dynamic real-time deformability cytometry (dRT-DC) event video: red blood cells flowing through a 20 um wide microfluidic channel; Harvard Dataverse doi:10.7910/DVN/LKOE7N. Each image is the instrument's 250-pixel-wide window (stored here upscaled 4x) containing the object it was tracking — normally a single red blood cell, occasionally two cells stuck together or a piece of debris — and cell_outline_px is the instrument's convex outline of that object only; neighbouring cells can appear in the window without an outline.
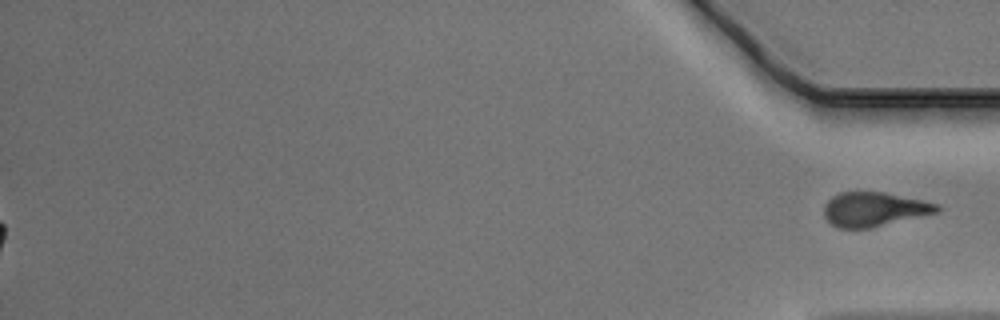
{"species": "Egyptian fruit bat (a non-hibernating species)", "species_latin": "Rousettus aegyptiacus", "temperature_condition": "warm", "stored_images_in_passage": 49, "camera_frame_rate_fps": 3000, "um_per_image_px": 0.085, "animal": {"sex": "male"}, "frame": {"image": 1, "passage_image": 49, "time_ms": 16.0, "image_size_px": [1000, 320], "cell_outline_px": [[940, 212], [872, 228], [836, 228], [824, 216], [824, 204], [832, 196], [840, 192], [884, 192], [920, 200], [936, 204], [940, 208]], "centroid_in_image_um": [74.28, 17.8], "position_along_channel_um": 360.9, "area_um2": 22.54}}